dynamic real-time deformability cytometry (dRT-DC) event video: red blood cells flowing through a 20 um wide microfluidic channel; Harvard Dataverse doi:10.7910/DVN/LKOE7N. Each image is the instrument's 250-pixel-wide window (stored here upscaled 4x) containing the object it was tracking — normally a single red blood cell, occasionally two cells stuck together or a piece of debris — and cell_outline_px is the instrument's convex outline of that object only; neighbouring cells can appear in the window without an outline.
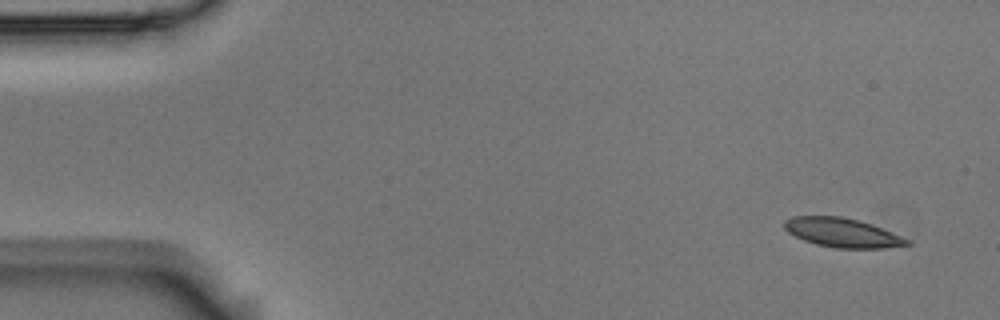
{"species": "Egyptian fruit bat (a non-hibernating species)", "species_latin": "Rousettus aegyptiacus", "temperature_condition": "room temperature", "stored_images_in_passage": 7, "camera_frame_rate_fps": 3000, "um_per_image_px": 0.085, "animal": {"sex": "male"}, "frame": {"image": 1, "passage_image": 1, "time_ms": 0.0, "image_size_px": [1000, 320], "cell_outline_px": [[912, 244], [884, 248], [836, 248], [816, 244], [804, 240], [788, 232], [784, 228], [784, 220], [792, 216], [840, 216], [860, 220], [872, 224], [900, 236], [908, 240]], "centroid_in_image_um": [71.57, 19.77], "position_along_channel_um": 13.4, "area_um2": 20.69}}
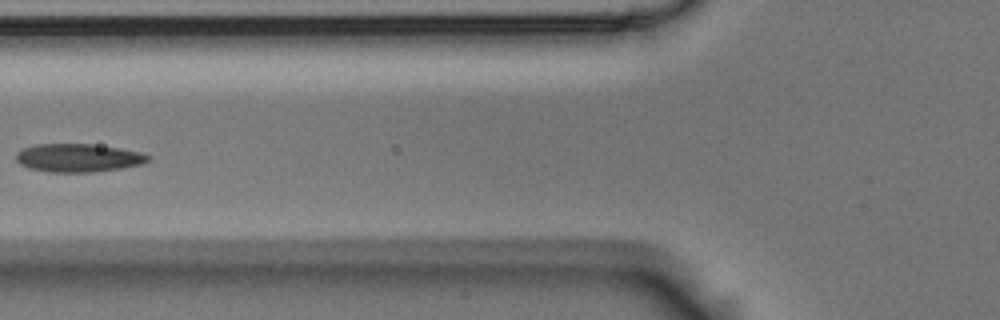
{"frame": {"image": 2, "passage_image": 6, "time_ms": 1.667, "image_size_px": [1000, 320], "cell_outline_px": [[148, 160], [140, 164], [120, 168], [96, 172], [48, 172], [28, 168], [20, 164], [16, 160], [16, 152], [24, 148], [36, 144], [92, 144], [120, 148], [140, 152], [148, 156]], "centroid_in_image_um": [6.59, 13.42], "position_along_channel_um": 119.2, "area_um2": 21.62}}
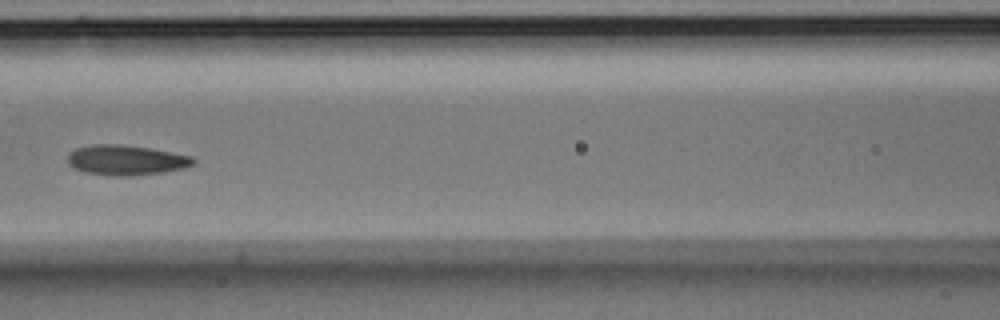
{"frame": {"image": 3, "passage_image": 7, "time_ms": 2.0, "image_size_px": [1000, 320], "cell_outline_px": [[196, 164], [184, 168], [164, 172], [128, 176], [124, 176], [84, 172], [68, 164], [68, 152], [76, 148], [92, 144], [120, 144], [148, 148], [192, 156], [196, 160]], "centroid_in_image_um": [10.73, 13.6], "position_along_channel_um": 155.9, "area_um2": 21.91}}